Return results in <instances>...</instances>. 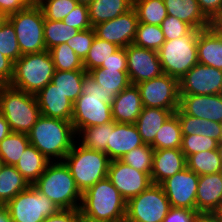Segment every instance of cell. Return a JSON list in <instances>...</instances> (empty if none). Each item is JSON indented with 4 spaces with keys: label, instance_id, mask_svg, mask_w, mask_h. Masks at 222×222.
Returning <instances> with one entry per match:
<instances>
[{
    "label": "cell",
    "instance_id": "6da1fadb",
    "mask_svg": "<svg viewBox=\"0 0 222 222\" xmlns=\"http://www.w3.org/2000/svg\"><path fill=\"white\" fill-rule=\"evenodd\" d=\"M35 146L50 162L63 161L76 142L77 134L71 121L41 115L27 133Z\"/></svg>",
    "mask_w": 222,
    "mask_h": 222
},
{
    "label": "cell",
    "instance_id": "7a4b0ae2",
    "mask_svg": "<svg viewBox=\"0 0 222 222\" xmlns=\"http://www.w3.org/2000/svg\"><path fill=\"white\" fill-rule=\"evenodd\" d=\"M127 201L106 177L82 193L81 215L99 222H125Z\"/></svg>",
    "mask_w": 222,
    "mask_h": 222
},
{
    "label": "cell",
    "instance_id": "3957f363",
    "mask_svg": "<svg viewBox=\"0 0 222 222\" xmlns=\"http://www.w3.org/2000/svg\"><path fill=\"white\" fill-rule=\"evenodd\" d=\"M33 186L59 209H80L82 193L64 161L49 162Z\"/></svg>",
    "mask_w": 222,
    "mask_h": 222
},
{
    "label": "cell",
    "instance_id": "277c9868",
    "mask_svg": "<svg viewBox=\"0 0 222 222\" xmlns=\"http://www.w3.org/2000/svg\"><path fill=\"white\" fill-rule=\"evenodd\" d=\"M111 121V103L106 98V92L87 72L82 82V95L73 103L71 122L74 130L77 134L81 129Z\"/></svg>",
    "mask_w": 222,
    "mask_h": 222
},
{
    "label": "cell",
    "instance_id": "5b68a950",
    "mask_svg": "<svg viewBox=\"0 0 222 222\" xmlns=\"http://www.w3.org/2000/svg\"><path fill=\"white\" fill-rule=\"evenodd\" d=\"M81 193L107 177L110 159L105 152L89 150L74 143L64 160Z\"/></svg>",
    "mask_w": 222,
    "mask_h": 222
},
{
    "label": "cell",
    "instance_id": "8992f818",
    "mask_svg": "<svg viewBox=\"0 0 222 222\" xmlns=\"http://www.w3.org/2000/svg\"><path fill=\"white\" fill-rule=\"evenodd\" d=\"M0 113L12 132L28 133L41 116L34 94L0 85Z\"/></svg>",
    "mask_w": 222,
    "mask_h": 222
},
{
    "label": "cell",
    "instance_id": "52a82bcc",
    "mask_svg": "<svg viewBox=\"0 0 222 222\" xmlns=\"http://www.w3.org/2000/svg\"><path fill=\"white\" fill-rule=\"evenodd\" d=\"M56 69L48 50L22 55L13 67V77L9 86L36 94L51 82Z\"/></svg>",
    "mask_w": 222,
    "mask_h": 222
},
{
    "label": "cell",
    "instance_id": "ba28073f",
    "mask_svg": "<svg viewBox=\"0 0 222 222\" xmlns=\"http://www.w3.org/2000/svg\"><path fill=\"white\" fill-rule=\"evenodd\" d=\"M193 29L187 36L165 41L158 50L163 73L180 80L198 63L197 37Z\"/></svg>",
    "mask_w": 222,
    "mask_h": 222
},
{
    "label": "cell",
    "instance_id": "9c48e42d",
    "mask_svg": "<svg viewBox=\"0 0 222 222\" xmlns=\"http://www.w3.org/2000/svg\"><path fill=\"white\" fill-rule=\"evenodd\" d=\"M15 28L22 55L46 51L44 42V15L37 3L8 16Z\"/></svg>",
    "mask_w": 222,
    "mask_h": 222
},
{
    "label": "cell",
    "instance_id": "30bf717a",
    "mask_svg": "<svg viewBox=\"0 0 222 222\" xmlns=\"http://www.w3.org/2000/svg\"><path fill=\"white\" fill-rule=\"evenodd\" d=\"M170 203L160 184H151L126 204L125 222H163Z\"/></svg>",
    "mask_w": 222,
    "mask_h": 222
},
{
    "label": "cell",
    "instance_id": "8fae6325",
    "mask_svg": "<svg viewBox=\"0 0 222 222\" xmlns=\"http://www.w3.org/2000/svg\"><path fill=\"white\" fill-rule=\"evenodd\" d=\"M12 222H43L60 209L33 185L17 194L6 205Z\"/></svg>",
    "mask_w": 222,
    "mask_h": 222
},
{
    "label": "cell",
    "instance_id": "7c38bea8",
    "mask_svg": "<svg viewBox=\"0 0 222 222\" xmlns=\"http://www.w3.org/2000/svg\"><path fill=\"white\" fill-rule=\"evenodd\" d=\"M139 88L143 107L171 110L173 113L180 105L179 80L165 73L150 80L142 81Z\"/></svg>",
    "mask_w": 222,
    "mask_h": 222
},
{
    "label": "cell",
    "instance_id": "4fadbf2b",
    "mask_svg": "<svg viewBox=\"0 0 222 222\" xmlns=\"http://www.w3.org/2000/svg\"><path fill=\"white\" fill-rule=\"evenodd\" d=\"M180 95L222 94V70L197 63L179 80Z\"/></svg>",
    "mask_w": 222,
    "mask_h": 222
},
{
    "label": "cell",
    "instance_id": "5bb4252c",
    "mask_svg": "<svg viewBox=\"0 0 222 222\" xmlns=\"http://www.w3.org/2000/svg\"><path fill=\"white\" fill-rule=\"evenodd\" d=\"M199 175L187 167L168 177L160 185L163 187L170 206L196 210V194Z\"/></svg>",
    "mask_w": 222,
    "mask_h": 222
},
{
    "label": "cell",
    "instance_id": "9a60e30c",
    "mask_svg": "<svg viewBox=\"0 0 222 222\" xmlns=\"http://www.w3.org/2000/svg\"><path fill=\"white\" fill-rule=\"evenodd\" d=\"M107 178L126 201L139 195L152 184L150 173L138 171L120 159L110 161Z\"/></svg>",
    "mask_w": 222,
    "mask_h": 222
},
{
    "label": "cell",
    "instance_id": "2e32d148",
    "mask_svg": "<svg viewBox=\"0 0 222 222\" xmlns=\"http://www.w3.org/2000/svg\"><path fill=\"white\" fill-rule=\"evenodd\" d=\"M127 73L132 85L163 74L158 51L145 49L135 44L125 47Z\"/></svg>",
    "mask_w": 222,
    "mask_h": 222
},
{
    "label": "cell",
    "instance_id": "e0dca14e",
    "mask_svg": "<svg viewBox=\"0 0 222 222\" xmlns=\"http://www.w3.org/2000/svg\"><path fill=\"white\" fill-rule=\"evenodd\" d=\"M138 25L134 8L118 17L94 26L96 36L107 42L125 48L133 43Z\"/></svg>",
    "mask_w": 222,
    "mask_h": 222
},
{
    "label": "cell",
    "instance_id": "ac0fdd59",
    "mask_svg": "<svg viewBox=\"0 0 222 222\" xmlns=\"http://www.w3.org/2000/svg\"><path fill=\"white\" fill-rule=\"evenodd\" d=\"M179 108L189 116L222 123V94L180 95Z\"/></svg>",
    "mask_w": 222,
    "mask_h": 222
},
{
    "label": "cell",
    "instance_id": "d6986e66",
    "mask_svg": "<svg viewBox=\"0 0 222 222\" xmlns=\"http://www.w3.org/2000/svg\"><path fill=\"white\" fill-rule=\"evenodd\" d=\"M41 115L71 121L73 103L51 82L35 94Z\"/></svg>",
    "mask_w": 222,
    "mask_h": 222
},
{
    "label": "cell",
    "instance_id": "ffe728a7",
    "mask_svg": "<svg viewBox=\"0 0 222 222\" xmlns=\"http://www.w3.org/2000/svg\"><path fill=\"white\" fill-rule=\"evenodd\" d=\"M144 144L135 124L115 122L107 142V156L110 160H118Z\"/></svg>",
    "mask_w": 222,
    "mask_h": 222
},
{
    "label": "cell",
    "instance_id": "44dd1931",
    "mask_svg": "<svg viewBox=\"0 0 222 222\" xmlns=\"http://www.w3.org/2000/svg\"><path fill=\"white\" fill-rule=\"evenodd\" d=\"M186 168V157L181 149L154 150L150 178L152 184H161L168 177Z\"/></svg>",
    "mask_w": 222,
    "mask_h": 222
},
{
    "label": "cell",
    "instance_id": "7402d4cb",
    "mask_svg": "<svg viewBox=\"0 0 222 222\" xmlns=\"http://www.w3.org/2000/svg\"><path fill=\"white\" fill-rule=\"evenodd\" d=\"M143 109L139 88L130 85L122 90L112 101V119L118 123L135 124Z\"/></svg>",
    "mask_w": 222,
    "mask_h": 222
},
{
    "label": "cell",
    "instance_id": "603a6c76",
    "mask_svg": "<svg viewBox=\"0 0 222 222\" xmlns=\"http://www.w3.org/2000/svg\"><path fill=\"white\" fill-rule=\"evenodd\" d=\"M197 51L198 63L222 70V31L214 24L199 30Z\"/></svg>",
    "mask_w": 222,
    "mask_h": 222
},
{
    "label": "cell",
    "instance_id": "cb8c5ba5",
    "mask_svg": "<svg viewBox=\"0 0 222 222\" xmlns=\"http://www.w3.org/2000/svg\"><path fill=\"white\" fill-rule=\"evenodd\" d=\"M222 203V172L199 176L196 211L212 212Z\"/></svg>",
    "mask_w": 222,
    "mask_h": 222
},
{
    "label": "cell",
    "instance_id": "d4e9b609",
    "mask_svg": "<svg viewBox=\"0 0 222 222\" xmlns=\"http://www.w3.org/2000/svg\"><path fill=\"white\" fill-rule=\"evenodd\" d=\"M167 15L189 24L193 29L204 30L213 24L200 10L197 0H163Z\"/></svg>",
    "mask_w": 222,
    "mask_h": 222
},
{
    "label": "cell",
    "instance_id": "484cf974",
    "mask_svg": "<svg viewBox=\"0 0 222 222\" xmlns=\"http://www.w3.org/2000/svg\"><path fill=\"white\" fill-rule=\"evenodd\" d=\"M133 8V0H94L88 5L92 27L112 20Z\"/></svg>",
    "mask_w": 222,
    "mask_h": 222
},
{
    "label": "cell",
    "instance_id": "4316f807",
    "mask_svg": "<svg viewBox=\"0 0 222 222\" xmlns=\"http://www.w3.org/2000/svg\"><path fill=\"white\" fill-rule=\"evenodd\" d=\"M96 83L106 92L107 100L113 99L125 88L131 85L127 71L118 69L96 68L89 72Z\"/></svg>",
    "mask_w": 222,
    "mask_h": 222
},
{
    "label": "cell",
    "instance_id": "83f0119b",
    "mask_svg": "<svg viewBox=\"0 0 222 222\" xmlns=\"http://www.w3.org/2000/svg\"><path fill=\"white\" fill-rule=\"evenodd\" d=\"M172 113L168 109L143 107L135 125L145 144L150 145L154 141L156 133Z\"/></svg>",
    "mask_w": 222,
    "mask_h": 222
},
{
    "label": "cell",
    "instance_id": "f1b7e54d",
    "mask_svg": "<svg viewBox=\"0 0 222 222\" xmlns=\"http://www.w3.org/2000/svg\"><path fill=\"white\" fill-rule=\"evenodd\" d=\"M175 113L177 114L180 122L182 135L199 134L213 138L218 143L222 141V123L189 116L180 108H178Z\"/></svg>",
    "mask_w": 222,
    "mask_h": 222
},
{
    "label": "cell",
    "instance_id": "f546056e",
    "mask_svg": "<svg viewBox=\"0 0 222 222\" xmlns=\"http://www.w3.org/2000/svg\"><path fill=\"white\" fill-rule=\"evenodd\" d=\"M50 161L32 144H28L15 165L20 174L33 185Z\"/></svg>",
    "mask_w": 222,
    "mask_h": 222
},
{
    "label": "cell",
    "instance_id": "4dcf8cb0",
    "mask_svg": "<svg viewBox=\"0 0 222 222\" xmlns=\"http://www.w3.org/2000/svg\"><path fill=\"white\" fill-rule=\"evenodd\" d=\"M29 186L15 166L4 164L0 171V205H6Z\"/></svg>",
    "mask_w": 222,
    "mask_h": 222
},
{
    "label": "cell",
    "instance_id": "1f68e13d",
    "mask_svg": "<svg viewBox=\"0 0 222 222\" xmlns=\"http://www.w3.org/2000/svg\"><path fill=\"white\" fill-rule=\"evenodd\" d=\"M115 121L107 124L95 125L81 129L77 133L76 141L89 150L102 151L107 154V142Z\"/></svg>",
    "mask_w": 222,
    "mask_h": 222
},
{
    "label": "cell",
    "instance_id": "d6a6232c",
    "mask_svg": "<svg viewBox=\"0 0 222 222\" xmlns=\"http://www.w3.org/2000/svg\"><path fill=\"white\" fill-rule=\"evenodd\" d=\"M182 142V131L178 116L172 113L160 127L154 141L150 146L154 150L159 149H180Z\"/></svg>",
    "mask_w": 222,
    "mask_h": 222
},
{
    "label": "cell",
    "instance_id": "836d02e7",
    "mask_svg": "<svg viewBox=\"0 0 222 222\" xmlns=\"http://www.w3.org/2000/svg\"><path fill=\"white\" fill-rule=\"evenodd\" d=\"M86 73L85 70H56L51 83L74 103L82 95V82Z\"/></svg>",
    "mask_w": 222,
    "mask_h": 222
},
{
    "label": "cell",
    "instance_id": "e575fe53",
    "mask_svg": "<svg viewBox=\"0 0 222 222\" xmlns=\"http://www.w3.org/2000/svg\"><path fill=\"white\" fill-rule=\"evenodd\" d=\"M186 167L199 176L222 172V163L217 149L200 151L187 156Z\"/></svg>",
    "mask_w": 222,
    "mask_h": 222
},
{
    "label": "cell",
    "instance_id": "d590c367",
    "mask_svg": "<svg viewBox=\"0 0 222 222\" xmlns=\"http://www.w3.org/2000/svg\"><path fill=\"white\" fill-rule=\"evenodd\" d=\"M29 143L26 133L11 132L0 142V158L2 162L15 166Z\"/></svg>",
    "mask_w": 222,
    "mask_h": 222
},
{
    "label": "cell",
    "instance_id": "8d00e7d4",
    "mask_svg": "<svg viewBox=\"0 0 222 222\" xmlns=\"http://www.w3.org/2000/svg\"><path fill=\"white\" fill-rule=\"evenodd\" d=\"M133 8L138 16V23L160 26L167 17L163 0H133Z\"/></svg>",
    "mask_w": 222,
    "mask_h": 222
},
{
    "label": "cell",
    "instance_id": "74e56055",
    "mask_svg": "<svg viewBox=\"0 0 222 222\" xmlns=\"http://www.w3.org/2000/svg\"><path fill=\"white\" fill-rule=\"evenodd\" d=\"M119 48L116 44L95 36L91 48L83 60L85 71L89 73L93 69L100 68Z\"/></svg>",
    "mask_w": 222,
    "mask_h": 222
},
{
    "label": "cell",
    "instance_id": "f35d334b",
    "mask_svg": "<svg viewBox=\"0 0 222 222\" xmlns=\"http://www.w3.org/2000/svg\"><path fill=\"white\" fill-rule=\"evenodd\" d=\"M80 30L69 27L64 24L63 21H53L44 18V42L46 50L67 43V41L73 38Z\"/></svg>",
    "mask_w": 222,
    "mask_h": 222
},
{
    "label": "cell",
    "instance_id": "ab89813d",
    "mask_svg": "<svg viewBox=\"0 0 222 222\" xmlns=\"http://www.w3.org/2000/svg\"><path fill=\"white\" fill-rule=\"evenodd\" d=\"M56 70H85L83 61L66 43L59 44L49 50Z\"/></svg>",
    "mask_w": 222,
    "mask_h": 222
},
{
    "label": "cell",
    "instance_id": "60d3db41",
    "mask_svg": "<svg viewBox=\"0 0 222 222\" xmlns=\"http://www.w3.org/2000/svg\"><path fill=\"white\" fill-rule=\"evenodd\" d=\"M165 41L160 26L138 23L133 44L145 49L158 51Z\"/></svg>",
    "mask_w": 222,
    "mask_h": 222
},
{
    "label": "cell",
    "instance_id": "b9f144b4",
    "mask_svg": "<svg viewBox=\"0 0 222 222\" xmlns=\"http://www.w3.org/2000/svg\"><path fill=\"white\" fill-rule=\"evenodd\" d=\"M154 149L149 144L134 148L120 160L144 173H151Z\"/></svg>",
    "mask_w": 222,
    "mask_h": 222
},
{
    "label": "cell",
    "instance_id": "7bdbcfd3",
    "mask_svg": "<svg viewBox=\"0 0 222 222\" xmlns=\"http://www.w3.org/2000/svg\"><path fill=\"white\" fill-rule=\"evenodd\" d=\"M0 52L13 63L22 56L15 28L8 19L0 27Z\"/></svg>",
    "mask_w": 222,
    "mask_h": 222
},
{
    "label": "cell",
    "instance_id": "ee69618b",
    "mask_svg": "<svg viewBox=\"0 0 222 222\" xmlns=\"http://www.w3.org/2000/svg\"><path fill=\"white\" fill-rule=\"evenodd\" d=\"M45 19L62 21L78 5L74 0H37Z\"/></svg>",
    "mask_w": 222,
    "mask_h": 222
},
{
    "label": "cell",
    "instance_id": "f6af8a7d",
    "mask_svg": "<svg viewBox=\"0 0 222 222\" xmlns=\"http://www.w3.org/2000/svg\"><path fill=\"white\" fill-rule=\"evenodd\" d=\"M218 142L203 135H182L181 150L185 157L200 151L216 150Z\"/></svg>",
    "mask_w": 222,
    "mask_h": 222
},
{
    "label": "cell",
    "instance_id": "bcb514c9",
    "mask_svg": "<svg viewBox=\"0 0 222 222\" xmlns=\"http://www.w3.org/2000/svg\"><path fill=\"white\" fill-rule=\"evenodd\" d=\"M160 27L166 41L185 37L193 30L189 24L171 15H167Z\"/></svg>",
    "mask_w": 222,
    "mask_h": 222
},
{
    "label": "cell",
    "instance_id": "7dc6e473",
    "mask_svg": "<svg viewBox=\"0 0 222 222\" xmlns=\"http://www.w3.org/2000/svg\"><path fill=\"white\" fill-rule=\"evenodd\" d=\"M96 36L94 28L79 31L73 38L67 41L76 55L83 61L89 52L92 42Z\"/></svg>",
    "mask_w": 222,
    "mask_h": 222
},
{
    "label": "cell",
    "instance_id": "c3c4849f",
    "mask_svg": "<svg viewBox=\"0 0 222 222\" xmlns=\"http://www.w3.org/2000/svg\"><path fill=\"white\" fill-rule=\"evenodd\" d=\"M62 21L80 31L93 28L89 20L88 6L84 4H78Z\"/></svg>",
    "mask_w": 222,
    "mask_h": 222
},
{
    "label": "cell",
    "instance_id": "681fc988",
    "mask_svg": "<svg viewBox=\"0 0 222 222\" xmlns=\"http://www.w3.org/2000/svg\"><path fill=\"white\" fill-rule=\"evenodd\" d=\"M198 215L196 210L170 207L163 222H196Z\"/></svg>",
    "mask_w": 222,
    "mask_h": 222
},
{
    "label": "cell",
    "instance_id": "f907efd6",
    "mask_svg": "<svg viewBox=\"0 0 222 222\" xmlns=\"http://www.w3.org/2000/svg\"><path fill=\"white\" fill-rule=\"evenodd\" d=\"M200 10L204 16L212 23L216 21L222 15V0H197Z\"/></svg>",
    "mask_w": 222,
    "mask_h": 222
},
{
    "label": "cell",
    "instance_id": "816d5d0a",
    "mask_svg": "<svg viewBox=\"0 0 222 222\" xmlns=\"http://www.w3.org/2000/svg\"><path fill=\"white\" fill-rule=\"evenodd\" d=\"M100 68L118 69L127 71V58L125 48H119Z\"/></svg>",
    "mask_w": 222,
    "mask_h": 222
},
{
    "label": "cell",
    "instance_id": "f5cc1de1",
    "mask_svg": "<svg viewBox=\"0 0 222 222\" xmlns=\"http://www.w3.org/2000/svg\"><path fill=\"white\" fill-rule=\"evenodd\" d=\"M80 209H60L43 222H79Z\"/></svg>",
    "mask_w": 222,
    "mask_h": 222
},
{
    "label": "cell",
    "instance_id": "db71d44e",
    "mask_svg": "<svg viewBox=\"0 0 222 222\" xmlns=\"http://www.w3.org/2000/svg\"><path fill=\"white\" fill-rule=\"evenodd\" d=\"M29 4L27 0H0V12L8 17L25 9Z\"/></svg>",
    "mask_w": 222,
    "mask_h": 222
},
{
    "label": "cell",
    "instance_id": "11a10c76",
    "mask_svg": "<svg viewBox=\"0 0 222 222\" xmlns=\"http://www.w3.org/2000/svg\"><path fill=\"white\" fill-rule=\"evenodd\" d=\"M14 63L0 52V85H9L13 77Z\"/></svg>",
    "mask_w": 222,
    "mask_h": 222
},
{
    "label": "cell",
    "instance_id": "9f6ffc18",
    "mask_svg": "<svg viewBox=\"0 0 222 222\" xmlns=\"http://www.w3.org/2000/svg\"><path fill=\"white\" fill-rule=\"evenodd\" d=\"M9 123L0 113V142L11 133Z\"/></svg>",
    "mask_w": 222,
    "mask_h": 222
},
{
    "label": "cell",
    "instance_id": "6f0895ef",
    "mask_svg": "<svg viewBox=\"0 0 222 222\" xmlns=\"http://www.w3.org/2000/svg\"><path fill=\"white\" fill-rule=\"evenodd\" d=\"M196 222H221L212 212L199 213Z\"/></svg>",
    "mask_w": 222,
    "mask_h": 222
},
{
    "label": "cell",
    "instance_id": "680465c9",
    "mask_svg": "<svg viewBox=\"0 0 222 222\" xmlns=\"http://www.w3.org/2000/svg\"><path fill=\"white\" fill-rule=\"evenodd\" d=\"M0 222H12L8 209L5 205H0Z\"/></svg>",
    "mask_w": 222,
    "mask_h": 222
},
{
    "label": "cell",
    "instance_id": "91938a15",
    "mask_svg": "<svg viewBox=\"0 0 222 222\" xmlns=\"http://www.w3.org/2000/svg\"><path fill=\"white\" fill-rule=\"evenodd\" d=\"M212 213L222 222V203Z\"/></svg>",
    "mask_w": 222,
    "mask_h": 222
},
{
    "label": "cell",
    "instance_id": "94428289",
    "mask_svg": "<svg viewBox=\"0 0 222 222\" xmlns=\"http://www.w3.org/2000/svg\"><path fill=\"white\" fill-rule=\"evenodd\" d=\"M7 19L8 17L0 12V27L6 22Z\"/></svg>",
    "mask_w": 222,
    "mask_h": 222
},
{
    "label": "cell",
    "instance_id": "6125c7cd",
    "mask_svg": "<svg viewBox=\"0 0 222 222\" xmlns=\"http://www.w3.org/2000/svg\"><path fill=\"white\" fill-rule=\"evenodd\" d=\"M79 222H99V221H94V220H90L86 217H84L83 215H79Z\"/></svg>",
    "mask_w": 222,
    "mask_h": 222
},
{
    "label": "cell",
    "instance_id": "be15d7a7",
    "mask_svg": "<svg viewBox=\"0 0 222 222\" xmlns=\"http://www.w3.org/2000/svg\"><path fill=\"white\" fill-rule=\"evenodd\" d=\"M74 1H76L78 4H84L88 6L94 0H74Z\"/></svg>",
    "mask_w": 222,
    "mask_h": 222
},
{
    "label": "cell",
    "instance_id": "e7e4bbea",
    "mask_svg": "<svg viewBox=\"0 0 222 222\" xmlns=\"http://www.w3.org/2000/svg\"><path fill=\"white\" fill-rule=\"evenodd\" d=\"M219 30L222 31V15L221 17L216 21V23L214 24Z\"/></svg>",
    "mask_w": 222,
    "mask_h": 222
},
{
    "label": "cell",
    "instance_id": "03108f58",
    "mask_svg": "<svg viewBox=\"0 0 222 222\" xmlns=\"http://www.w3.org/2000/svg\"><path fill=\"white\" fill-rule=\"evenodd\" d=\"M217 151H218L219 157L221 159V163H222V141L220 143H218Z\"/></svg>",
    "mask_w": 222,
    "mask_h": 222
},
{
    "label": "cell",
    "instance_id": "003e7915",
    "mask_svg": "<svg viewBox=\"0 0 222 222\" xmlns=\"http://www.w3.org/2000/svg\"><path fill=\"white\" fill-rule=\"evenodd\" d=\"M3 165H4V163L2 162V159L0 158V171H1L2 167H3Z\"/></svg>",
    "mask_w": 222,
    "mask_h": 222
},
{
    "label": "cell",
    "instance_id": "a7ac6f4b",
    "mask_svg": "<svg viewBox=\"0 0 222 222\" xmlns=\"http://www.w3.org/2000/svg\"><path fill=\"white\" fill-rule=\"evenodd\" d=\"M30 4L36 3L37 0H27Z\"/></svg>",
    "mask_w": 222,
    "mask_h": 222
}]
</instances>
